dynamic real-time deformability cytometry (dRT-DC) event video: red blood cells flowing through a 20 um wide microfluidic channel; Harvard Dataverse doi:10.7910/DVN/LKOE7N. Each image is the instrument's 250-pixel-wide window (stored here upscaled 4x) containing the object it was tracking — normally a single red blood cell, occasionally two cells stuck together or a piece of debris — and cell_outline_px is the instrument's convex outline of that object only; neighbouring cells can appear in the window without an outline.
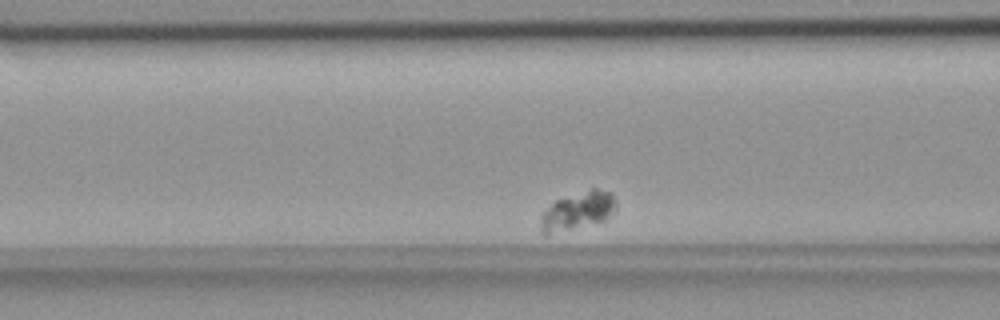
{"species": "common noctule bat (a hibernating species)", "species_latin": "Nyctalus noctula", "temperature_condition": "room temperature", "stored_images_in_passage": 33, "camera_frame_rate_fps": 3000, "um_per_image_px": 0.085, "animal": {"sex": "female", "body_mass_g": 18.4}, "frame": {"image": 1, "passage_image": 7, "time_ms": 2.0, "image_size_px": [1000, 320], "cell_outline_px": [[616, 212], [604, 220], [544, 236], [540, 232], [540, 216], [556, 200], [592, 188], [596, 188], [608, 192], [616, 200]], "centroid_in_image_um": [49.09, 17.94], "position_along_channel_um": 117.5, "area_um2": 16.59}}
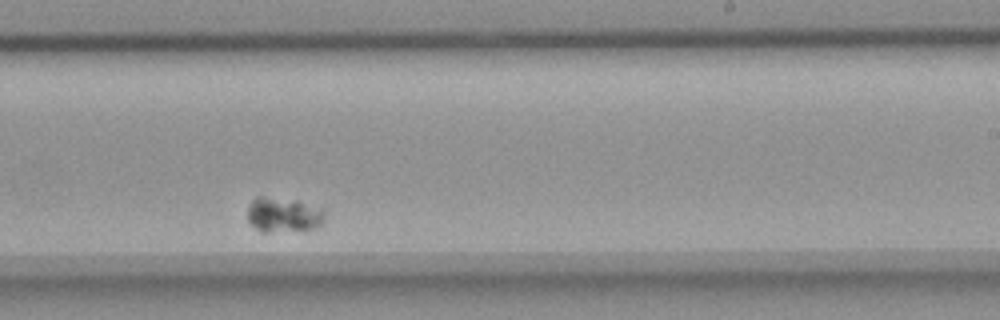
{"frame": {"image": 2, "passage_image": 22, "time_ms": 7.0, "image_size_px": [1000, 320], "cell_outline_px": [[324, 220], [320, 224], [312, 228], [264, 232], [260, 232], [248, 220], [248, 204], [256, 196], [260, 196], [296, 200], [324, 208]], "centroid_in_image_um": [24.07, 18.23], "position_along_channel_um": 264.9, "area_um2": 15.55}}
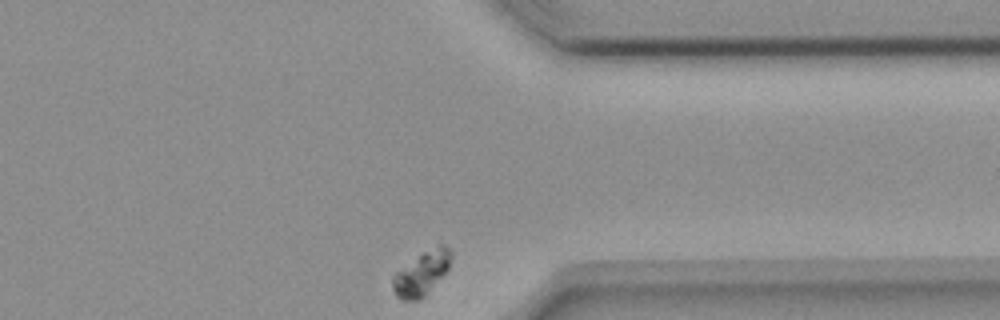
{"frame": {"image": 3, "passage_image": 33, "time_ms": 10.667, "image_size_px": [1000, 320], "cell_outline_px": [[452, 256], [448, 268], [424, 296], [420, 300], [400, 300], [396, 296], [392, 288], [392, 276], [396, 272], [424, 252], [440, 244], [448, 248], [452, 252]], "centroid_in_image_um": [35.81, 23.26], "position_along_channel_um": 375.6, "area_um2": 14.45}}